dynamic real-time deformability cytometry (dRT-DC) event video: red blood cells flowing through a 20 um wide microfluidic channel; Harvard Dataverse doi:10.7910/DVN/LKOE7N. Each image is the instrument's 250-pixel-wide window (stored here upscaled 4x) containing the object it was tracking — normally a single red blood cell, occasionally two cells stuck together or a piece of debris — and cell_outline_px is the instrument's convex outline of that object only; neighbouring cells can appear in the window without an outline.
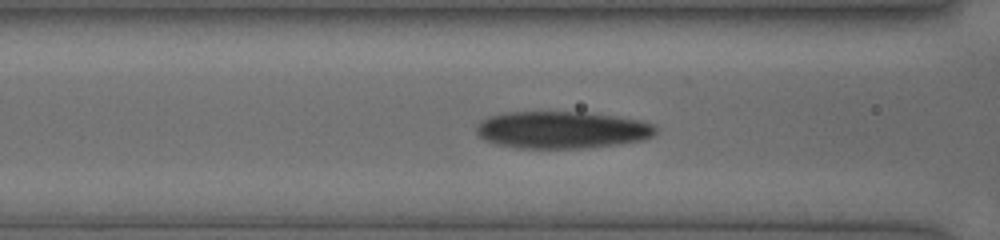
{"species": "human", "species_latin": "Homo sapiens", "temperature_condition": "cold", "stored_images_in_passage": 22, "camera_frame_rate_fps": 3000, "um_per_image_px": 0.085, "donor": {"sex": "female"}, "frame": {"image": 1, "passage_image": 16, "time_ms": 5.667, "image_size_px": [1000, 240], "cell_outline_px": [[656, 132], [652, 136], [644, 140], [620, 144], [588, 148], [516, 148], [496, 144], [484, 140], [476, 132], [476, 128], [488, 116], [504, 112], [584, 112], [616, 116], [640, 120], [652, 124], [656, 128]], "centroid_in_image_um": [47.77, 11.04], "position_along_channel_um": 118.8, "area_um2": 38.96}}
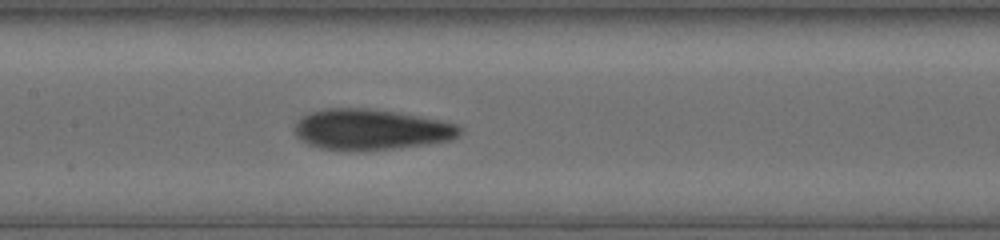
{"frame": {"image": 2, "passage_image": 19, "time_ms": 7.0, "image_size_px": [1000, 240], "cell_outline_px": [[464, 132], [460, 136], [452, 140], [428, 144], [400, 148], [364, 152], [320, 148], [308, 144], [300, 140], [292, 132], [292, 128], [300, 116], [308, 112], [324, 108], [368, 108], [400, 112], [460, 124], [464, 128]], "centroid_in_image_um": [31.54, 11.01], "position_along_channel_um": 175.9, "area_um2": 40.52}}
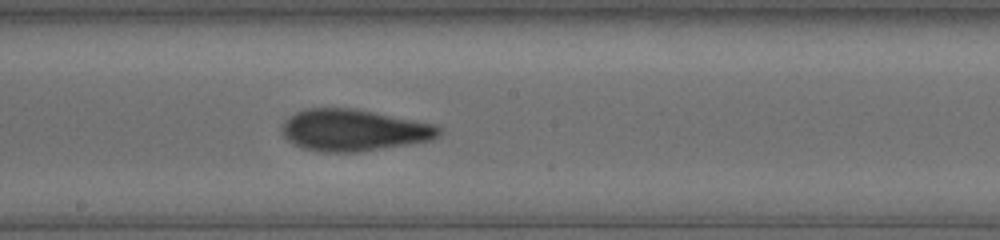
{"frame": {"image": 3, "passage_image": 22, "time_ms": 8.0, "image_size_px": [1000, 240], "cell_outline_px": [[440, 136], [432, 140], [360, 152], [320, 152], [304, 148], [288, 140], [284, 136], [280, 128], [284, 120], [288, 116], [296, 112], [308, 108], [352, 108], [436, 124], [440, 128]], "centroid_in_image_um": [30.05, 11.07], "position_along_channel_um": 218.1, "area_um2": 38.15}}